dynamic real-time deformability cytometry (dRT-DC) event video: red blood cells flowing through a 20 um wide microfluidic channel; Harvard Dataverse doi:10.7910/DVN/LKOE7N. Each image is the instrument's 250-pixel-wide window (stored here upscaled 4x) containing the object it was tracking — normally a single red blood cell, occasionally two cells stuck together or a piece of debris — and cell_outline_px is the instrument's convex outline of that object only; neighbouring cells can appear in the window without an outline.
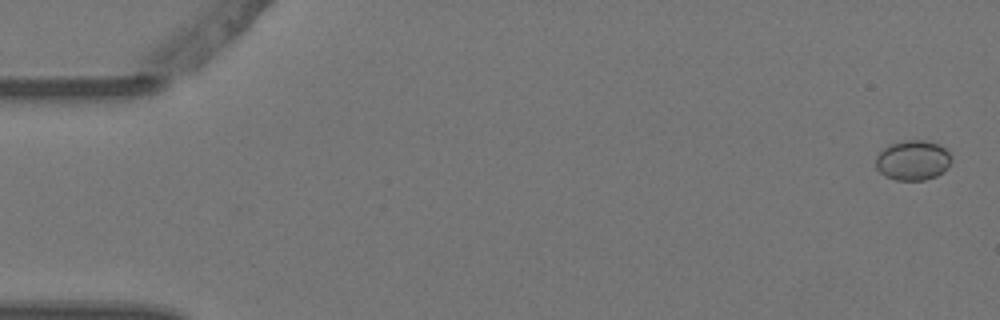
{"species": "Egyptian fruit bat (a non-hibernating species)", "species_latin": "Rousettus aegyptiacus", "temperature_condition": "warm", "stored_images_in_passage": 5, "camera_frame_rate_fps": 3000, "um_per_image_px": 0.085, "animal": {"sex": "female"}, "frame": {"image": 1, "passage_image": 1, "time_ms": 0.0, "image_size_px": [1000, 320], "cell_outline_px": [[952, 160], [948, 168], [944, 172], [936, 176], [924, 180], [896, 180], [884, 176], [876, 168], [876, 156], [888, 144], [904, 140], [928, 140], [940, 144], [952, 156]], "centroid_in_image_um": [77.61, 13.61], "position_along_channel_um": 7.4, "area_um2": 17.92}}